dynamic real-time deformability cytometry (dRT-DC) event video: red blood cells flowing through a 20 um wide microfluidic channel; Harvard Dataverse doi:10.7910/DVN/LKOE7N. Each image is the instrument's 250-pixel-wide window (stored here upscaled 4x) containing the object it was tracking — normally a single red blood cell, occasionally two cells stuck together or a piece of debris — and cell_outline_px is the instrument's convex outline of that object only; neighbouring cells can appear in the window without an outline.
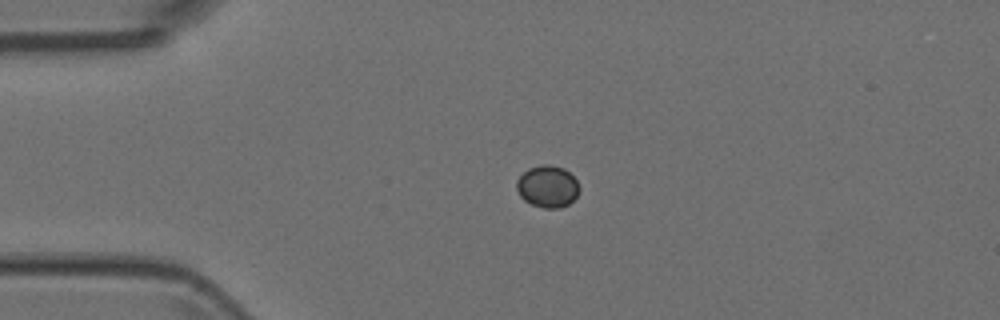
{"species": "Egyptian fruit bat (a non-hibernating species)", "species_latin": "Rousettus aegyptiacus", "temperature_condition": "room temperature", "stored_images_in_passage": 4, "camera_frame_rate_fps": 3000, "um_per_image_px": 0.085, "animal": {"sex": "female"}, "frame": {"image": 1, "passage_image": 3, "time_ms": 0.667, "image_size_px": [1000, 320], "cell_outline_px": [[580, 188], [576, 196], [568, 204], [560, 208], [544, 208], [532, 204], [524, 200], [520, 196], [516, 188], [516, 180], [528, 168], [540, 164], [552, 164], [564, 168], [576, 180]], "centroid_in_image_um": [46.53, 15.83], "position_along_channel_um": 38.5, "area_um2": 15.37}}